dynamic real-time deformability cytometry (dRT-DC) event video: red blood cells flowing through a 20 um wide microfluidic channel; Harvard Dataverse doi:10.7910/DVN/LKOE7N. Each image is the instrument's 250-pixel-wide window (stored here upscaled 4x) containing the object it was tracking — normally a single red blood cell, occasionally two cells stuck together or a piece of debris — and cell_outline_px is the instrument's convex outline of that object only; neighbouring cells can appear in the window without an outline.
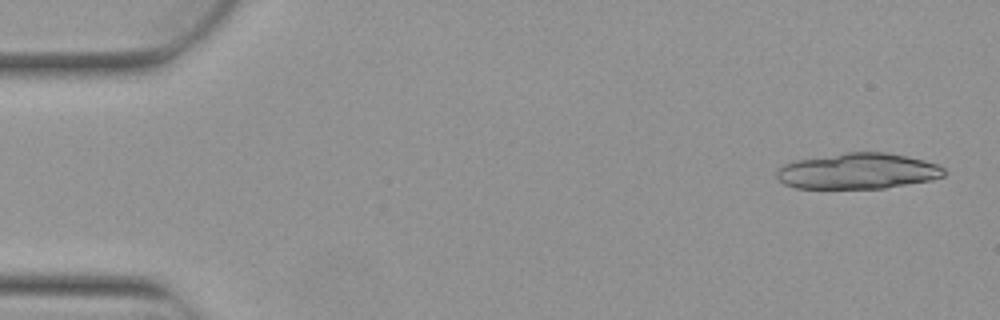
{"species": "Egyptian fruit bat (a non-hibernating species)", "species_latin": "Rousettus aegyptiacus", "temperature_condition": "warm", "stored_images_in_passage": 6, "camera_frame_rate_fps": 3000, "um_per_image_px": 0.085, "animal": {"sex": "female"}, "frame": {"image": 1, "passage_image": 1, "time_ms": 0.0, "image_size_px": [1000, 320], "cell_outline_px": [[948, 172], [944, 176], [932, 180], [884, 188], [796, 188], [784, 184], [776, 180], [776, 172], [784, 164], [796, 160], [848, 152], [888, 152], [908, 156], [924, 160], [936, 164], [944, 168]], "centroid_in_image_um": [72.94, 14.54], "position_along_channel_um": 12.1, "area_um2": 35.08}}